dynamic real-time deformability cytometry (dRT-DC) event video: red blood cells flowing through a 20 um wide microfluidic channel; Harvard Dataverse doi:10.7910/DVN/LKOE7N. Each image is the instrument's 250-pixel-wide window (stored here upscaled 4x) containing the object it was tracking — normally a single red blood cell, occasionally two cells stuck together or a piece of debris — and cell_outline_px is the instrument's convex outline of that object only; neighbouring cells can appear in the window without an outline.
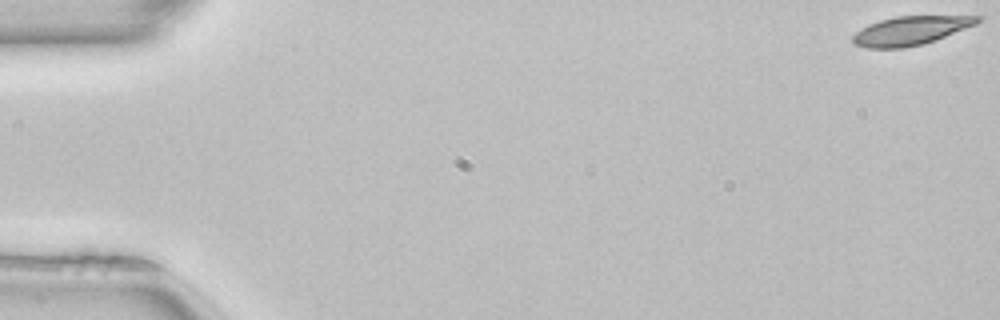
{"species": "common noctule bat (a hibernating species)", "species_latin": "Nyctalus noctula", "temperature_condition": "room temperature", "stored_images_in_passage": 51, "camera_frame_rate_fps": 3000, "um_per_image_px": 0.085, "animal": {"sex": "female", "body_mass_g": 22.7, "forearm_length_mm": 54.2}, "frame": {"image": 1, "passage_image": 1, "time_ms": 0.0, "image_size_px": [1000, 320], "cell_outline_px": [[984, 16], [976, 24], [936, 40], [924, 44], [904, 48], [868, 48], [852, 44], [852, 36], [856, 32], [868, 24], [880, 20], [896, 16]], "centroid_in_image_um": [77.38, 2.61], "position_along_channel_um": 7.6, "area_um2": 20.92}}
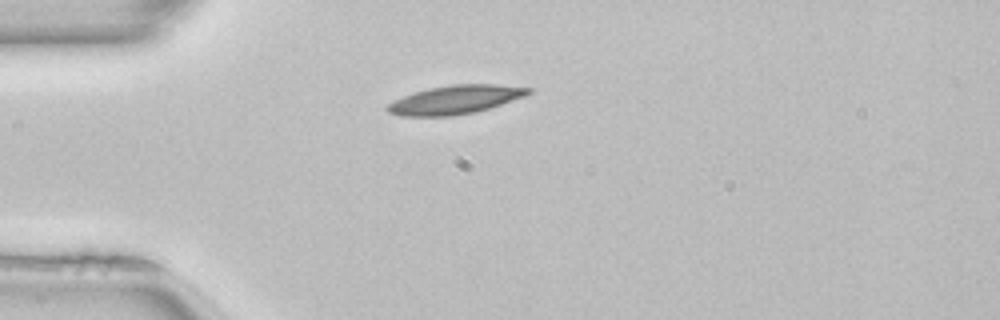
{"frame": {"image": 2, "passage_image": 14, "time_ms": 4.333, "image_size_px": [1000, 320], "cell_outline_px": [[532, 92], [524, 96], [476, 112], [452, 116], [400, 116], [388, 112], [384, 108], [388, 104], [404, 96], [428, 88], [452, 84], [496, 84], [532, 88]], "centroid_in_image_um": [38.68, 8.47], "position_along_channel_um": 46.3, "area_um2": 23.35}}
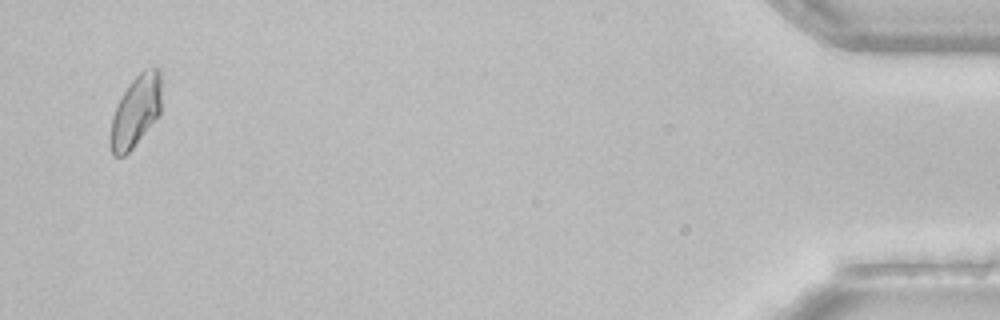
{"frame": {"image": 3, "passage_image": 50, "time_ms": 16.333, "image_size_px": [1000, 320], "cell_outline_px": [[160, 112], [132, 148], [124, 156], [112, 156], [112, 116], [116, 104], [120, 96], [128, 84], [144, 68], [160, 68]], "centroid_in_image_um": [11.53, 9.39], "position_along_channel_um": 423.7, "area_um2": 20.69}, "authors_computed_cell_mechanics": {"area_um2": 21.5016, "velocity_mm_per_s": 4.0186, "shape_relaxation_time_tau1_ms": 9.5865, "shape_relaxation_time_tau2_ms": null, "deformation_change_tau1": 0.1602, "deformation_change_tau2": null}}